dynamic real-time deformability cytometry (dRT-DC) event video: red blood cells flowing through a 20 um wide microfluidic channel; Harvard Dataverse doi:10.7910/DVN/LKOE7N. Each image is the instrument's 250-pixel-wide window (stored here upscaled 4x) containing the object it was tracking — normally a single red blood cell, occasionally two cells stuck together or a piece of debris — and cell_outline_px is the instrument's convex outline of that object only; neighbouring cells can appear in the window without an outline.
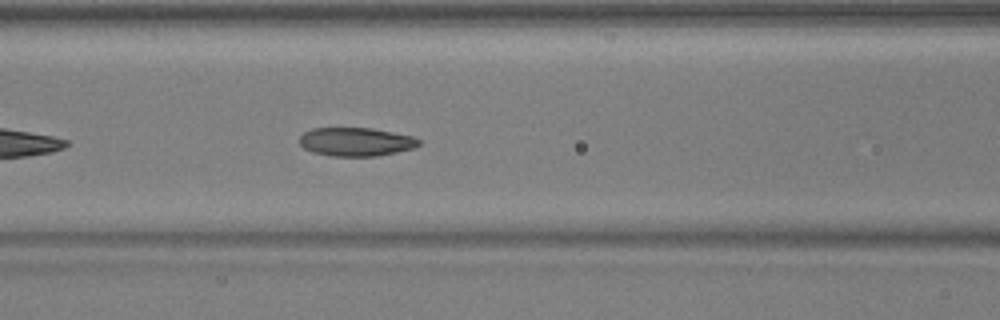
{"species": "common noctule bat (a hibernating species)", "species_latin": "Nyctalus noctula", "temperature_condition": "warm", "stored_images_in_passage": 24, "camera_frame_rate_fps": 3000, "um_per_image_px": 0.085, "animal": {"sex": "male", "body_mass_g": 17.9, "forearm_length_mm": 54.2}, "frame": {"image": 1, "passage_image": 8, "time_ms": 2.333, "image_size_px": [1000, 320], "cell_outline_px": [[420, 144], [416, 148], [376, 156], [332, 156], [312, 152], [304, 148], [300, 144], [300, 136], [304, 132], [312, 128], [372, 128], [412, 136], [420, 140]], "centroid_in_image_um": [30.26, 12.05], "position_along_channel_um": 136.3, "area_um2": 19.88}}
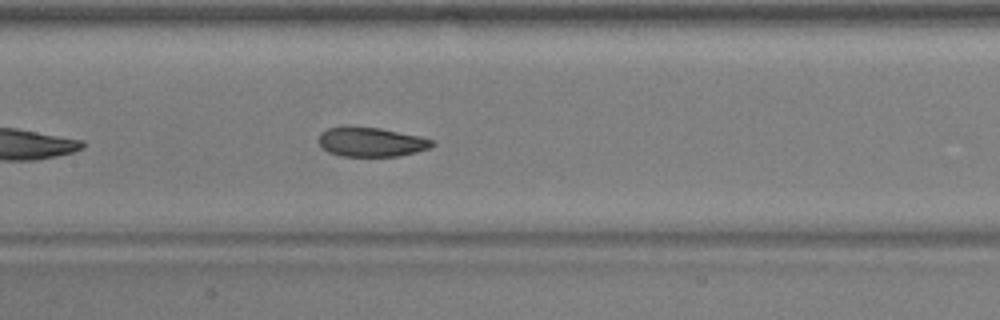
{"frame": {"image": 2, "passage_image": 11, "time_ms": 3.333, "image_size_px": [1000, 320], "cell_outline_px": [[436, 144], [428, 148], [416, 152], [396, 156], [340, 156], [328, 152], [316, 140], [320, 132], [328, 128], [344, 124], [348, 124], [380, 128], [420, 136], [432, 140]], "centroid_in_image_um": [31.47, 12.03], "position_along_channel_um": 175.9, "area_um2": 19.88}}